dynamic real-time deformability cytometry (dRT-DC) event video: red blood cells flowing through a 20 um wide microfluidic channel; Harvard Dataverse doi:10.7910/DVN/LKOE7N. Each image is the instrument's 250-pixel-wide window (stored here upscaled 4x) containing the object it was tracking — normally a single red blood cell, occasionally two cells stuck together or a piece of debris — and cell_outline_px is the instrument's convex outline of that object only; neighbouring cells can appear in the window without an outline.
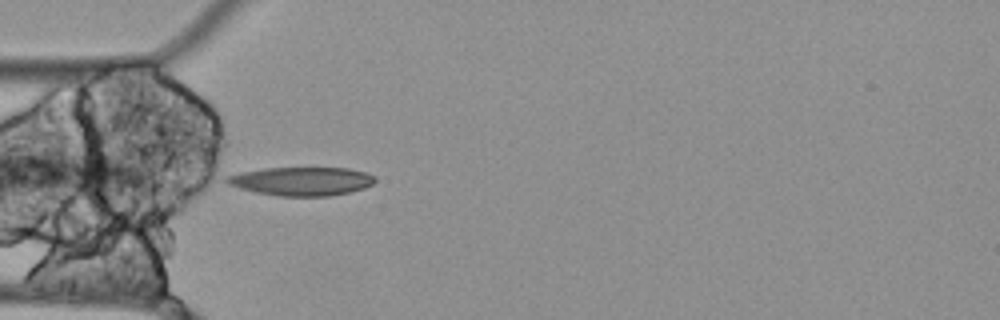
{"species": "Egyptian fruit bat (a non-hibernating species)", "species_latin": "Rousettus aegyptiacus", "temperature_condition": "cold", "stored_images_in_passage": 5, "camera_frame_rate_fps": 3000, "um_per_image_px": 0.085, "animal": {"sex": "female"}, "frame": {"image": 1, "passage_image": 5, "time_ms": 1.333, "image_size_px": [1000, 320], "cell_outline_px": [[376, 180], [372, 184], [364, 188], [348, 192], [328, 196], [276, 196], [256, 192], [240, 188], [228, 184], [224, 180], [224, 176], [240, 172], [264, 168], [348, 168], [368, 172], [376, 176]], "centroid_in_image_um": [25.63, 15.4], "position_along_channel_um": 59.4, "area_um2": 24.85}}